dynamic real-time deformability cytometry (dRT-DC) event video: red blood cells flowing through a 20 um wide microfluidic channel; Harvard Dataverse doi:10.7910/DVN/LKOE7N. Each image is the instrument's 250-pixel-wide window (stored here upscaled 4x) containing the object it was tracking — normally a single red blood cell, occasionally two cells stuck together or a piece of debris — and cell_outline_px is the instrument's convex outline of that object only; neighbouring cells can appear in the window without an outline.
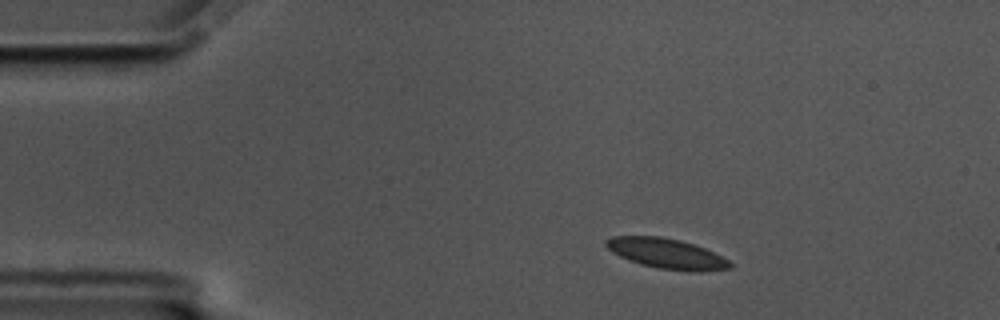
{"species": "common noctule bat (a hibernating species)", "species_latin": "Nyctalus noctula", "temperature_condition": "cold", "stored_images_in_passage": 49, "camera_frame_rate_fps": 3000, "um_per_image_px": 0.085, "animal": {"sex": "male", "body_mass_g": 17.5, "forearm_length_mm": 52.3}, "frame": {"image": 1, "passage_image": 1, "time_ms": 0.0, "image_size_px": [1000, 320], "cell_outline_px": [[732, 268], [700, 272], [688, 272], [656, 268], [640, 264], [628, 260], [612, 252], [604, 244], [604, 240], [612, 236], [660, 236], [680, 240], [704, 248], [728, 260], [732, 264]], "centroid_in_image_um": [56.64, 21.56], "position_along_channel_um": 28.4, "area_um2": 21.91}}
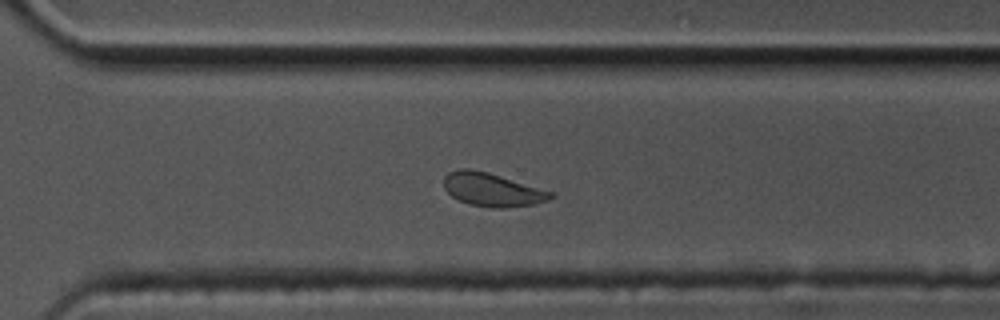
{"frame": {"image": 2, "passage_image": 32, "time_ms": 10.333, "image_size_px": [1000, 320], "cell_outline_px": [[556, 196], [548, 200], [532, 204], [508, 208], [492, 208], [468, 204], [452, 196], [444, 188], [444, 176], [448, 172], [460, 168], [468, 168], [488, 172], [552, 192]], "centroid_in_image_um": [41.81, 16.12], "position_along_channel_um": 328.8, "area_um2": 20.69}}
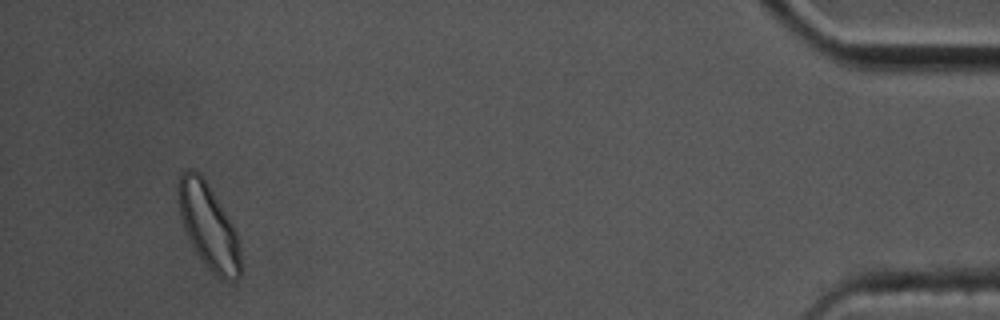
{"frame": {"image": 3, "passage_image": 46, "time_ms": 15.0, "image_size_px": [1000, 320], "cell_outline_px": [[240, 276], [228, 280], [224, 280], [216, 276], [204, 264], [196, 252], [184, 228], [180, 216], [176, 188], [176, 184], [180, 172], [188, 168], [192, 168], [200, 172], [208, 184], [236, 232], [240, 256]], "centroid_in_image_um": [17.66, 19.17], "position_along_channel_um": 417.5, "area_um2": 30.58}, "authors_computed_cell_mechanics": {"area_um2": 21.8484, "velocity_mm_per_s": 3.4528, "shape_relaxation_time_tau1_ms": 4.6955, "shape_relaxation_time_tau2_ms": 1.6256, "deformation_change_tau1": 0.1042, "deformation_change_tau2": 0.063}}